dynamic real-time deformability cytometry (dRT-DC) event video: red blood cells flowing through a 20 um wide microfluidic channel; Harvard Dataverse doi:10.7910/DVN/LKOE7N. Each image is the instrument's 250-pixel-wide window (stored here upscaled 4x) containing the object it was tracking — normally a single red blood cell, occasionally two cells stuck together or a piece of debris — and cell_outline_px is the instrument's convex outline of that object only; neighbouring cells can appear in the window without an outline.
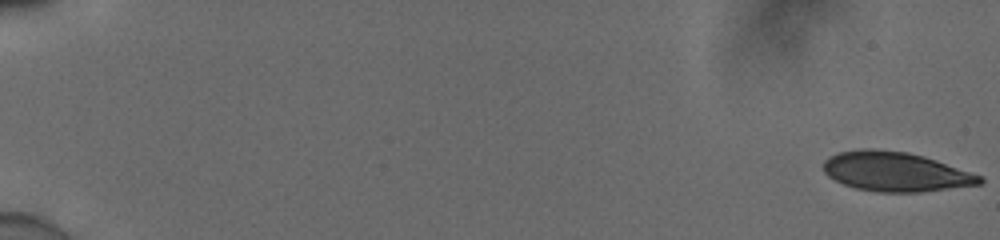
{"species": "human", "species_latin": "Homo sapiens", "temperature_condition": "cold", "stored_images_in_passage": 13, "camera_frame_rate_fps": 3000, "um_per_image_px": 0.085, "donor": {"sex": "male"}, "frame": {"image": 1, "passage_image": 1, "time_ms": 0.0, "image_size_px": [1000, 240], "cell_outline_px": [[984, 184], [920, 192], [880, 192], [856, 188], [844, 184], [828, 176], [824, 172], [824, 160], [828, 156], [840, 152], [860, 148], [872, 148], [908, 152], [924, 156], [984, 176]], "centroid_in_image_um": [76.15, 14.59], "position_along_channel_um": 8.8, "area_um2": 36.13}}